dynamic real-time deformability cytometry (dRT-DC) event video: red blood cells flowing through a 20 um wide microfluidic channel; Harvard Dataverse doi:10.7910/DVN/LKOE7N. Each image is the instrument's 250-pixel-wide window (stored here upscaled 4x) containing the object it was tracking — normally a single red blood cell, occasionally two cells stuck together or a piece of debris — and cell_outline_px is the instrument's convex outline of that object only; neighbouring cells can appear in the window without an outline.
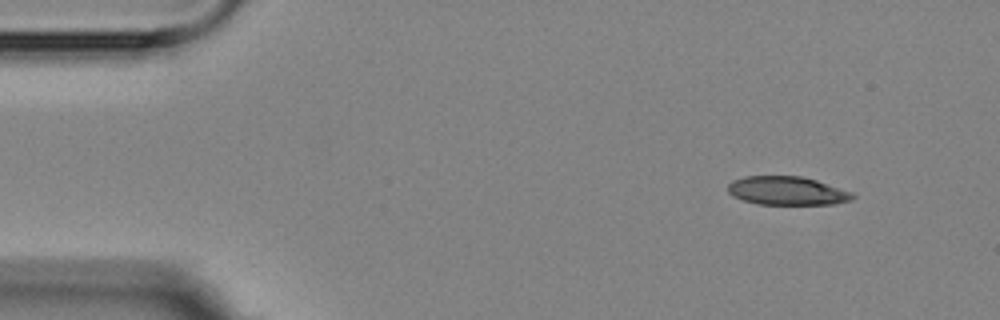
{"species": "Egyptian fruit bat (a non-hibernating species)", "species_latin": "Rousettus aegyptiacus", "temperature_condition": "room temperature", "stored_images_in_passage": 5, "segment_of_instrument_passage": [2, 2], "camera_frame_rate_fps": 3000, "um_per_image_px": 0.085, "animal": {"sex": "female"}, "frame": {"image": 1, "passage_image": 5, "time_ms": 6.667, "image_size_px": [1000, 320], "cell_outline_px": [[856, 196], [852, 200], [836, 204], [756, 204], [732, 196], [728, 192], [728, 184], [732, 180], [744, 176], [800, 176], [816, 180], [852, 192]], "centroid_in_image_um": [66.89, 16.22], "position_along_channel_um": 18.1, "area_um2": 20.81}}